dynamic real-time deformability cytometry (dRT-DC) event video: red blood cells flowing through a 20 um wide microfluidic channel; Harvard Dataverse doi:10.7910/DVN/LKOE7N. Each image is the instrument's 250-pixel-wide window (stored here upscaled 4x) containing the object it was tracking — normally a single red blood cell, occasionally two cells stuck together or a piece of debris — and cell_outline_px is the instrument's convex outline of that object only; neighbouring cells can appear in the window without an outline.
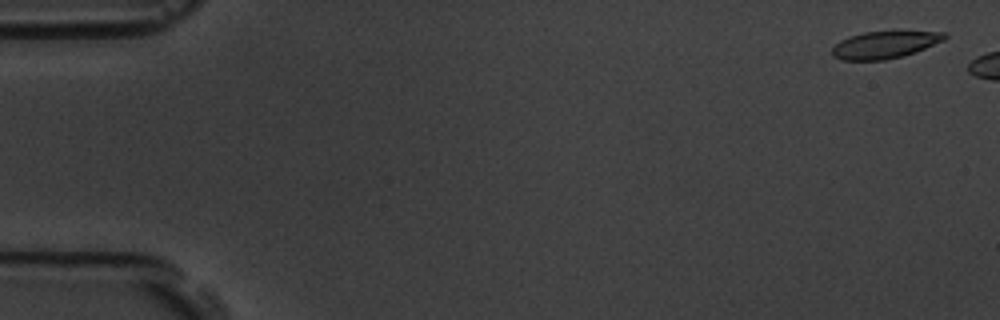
{"species": "common noctule bat (a hibernating species)", "species_latin": "Nyctalus noctula", "temperature_condition": "room temperature", "stored_images_in_passage": 3, "camera_frame_rate_fps": 3000, "um_per_image_px": 0.085, "animal": {"sex": "male", "body_mass_g": 19.5, "forearm_length_mm": 54.6}, "frame": {"image": 1, "passage_image": 1, "time_ms": 0.0, "image_size_px": [1000, 320], "cell_outline_px": [[948, 36], [944, 40], [916, 52], [884, 60], [840, 60], [832, 56], [832, 48], [840, 40], [848, 36], [864, 32], [944, 32]], "centroid_in_image_um": [75.15, 3.82], "position_along_channel_um": 9.8, "area_um2": 17.63}}